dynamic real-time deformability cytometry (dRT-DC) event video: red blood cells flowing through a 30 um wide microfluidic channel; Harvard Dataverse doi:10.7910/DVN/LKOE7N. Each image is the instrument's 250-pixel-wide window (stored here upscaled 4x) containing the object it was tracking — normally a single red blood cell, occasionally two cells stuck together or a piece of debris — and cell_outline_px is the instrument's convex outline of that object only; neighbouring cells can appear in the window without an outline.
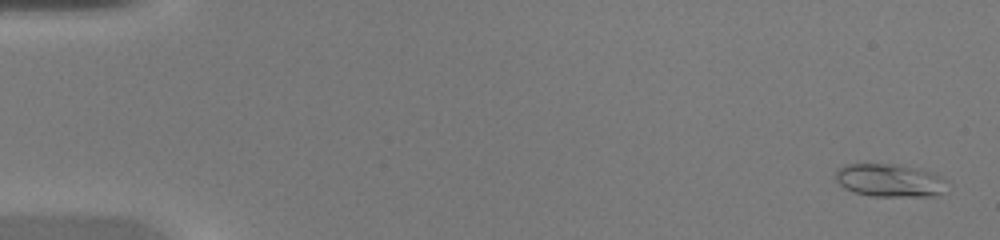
{"species": "common noctule bat (a hibernating species)", "species_latin": "Nyctalus noctula", "temperature_condition": "warm", "stored_images_in_passage": 46, "camera_frame_rate_fps": 3000, "um_per_image_px": 0.085, "animal": {"sex": "female", "body_mass_g": 20.0, "forearm_length_mm": 54.0}, "frame": {"image": 1, "passage_image": 2, "time_ms": 0.333, "image_size_px": [1000, 240], "cell_outline_px": [[948, 180], [940, 192], [932, 196], [872, 196], [856, 192], [844, 188], [836, 180], [836, 172], [840, 168], [848, 164], [896, 164], [920, 168], [940, 176]], "centroid_in_image_um": [75.62, 15.32], "position_along_channel_um": 9.4, "area_um2": 21.15}}
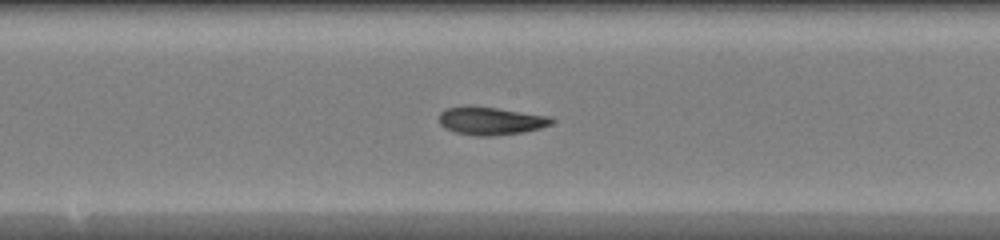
{"frame": {"image": 2, "passage_image": 25, "time_ms": 8.0, "image_size_px": [1000, 240], "cell_outline_px": [[556, 120], [552, 124], [540, 128], [524, 132], [492, 136], [476, 136], [456, 132], [444, 128], [440, 124], [440, 112], [444, 108], [496, 108], [548, 116]], "centroid_in_image_um": [41.75, 10.31], "position_along_channel_um": 206.4, "area_um2": 17.8}}
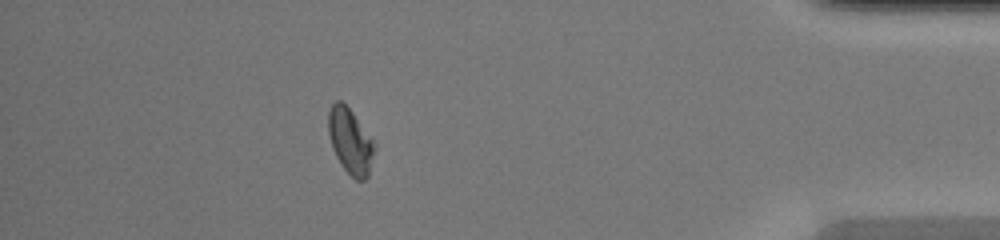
{"frame": {"image": 3, "passage_image": 41, "time_ms": 13.333, "image_size_px": [1000, 240], "cell_outline_px": [[376, 148], [368, 176], [364, 180], [356, 180], [340, 164], [332, 148], [328, 132], [328, 112], [332, 104], [336, 100], [340, 100], [352, 112], [372, 136], [376, 144]], "centroid_in_image_um": [29.8, 12.0], "position_along_channel_um": 405.4, "area_um2": 17.74}}